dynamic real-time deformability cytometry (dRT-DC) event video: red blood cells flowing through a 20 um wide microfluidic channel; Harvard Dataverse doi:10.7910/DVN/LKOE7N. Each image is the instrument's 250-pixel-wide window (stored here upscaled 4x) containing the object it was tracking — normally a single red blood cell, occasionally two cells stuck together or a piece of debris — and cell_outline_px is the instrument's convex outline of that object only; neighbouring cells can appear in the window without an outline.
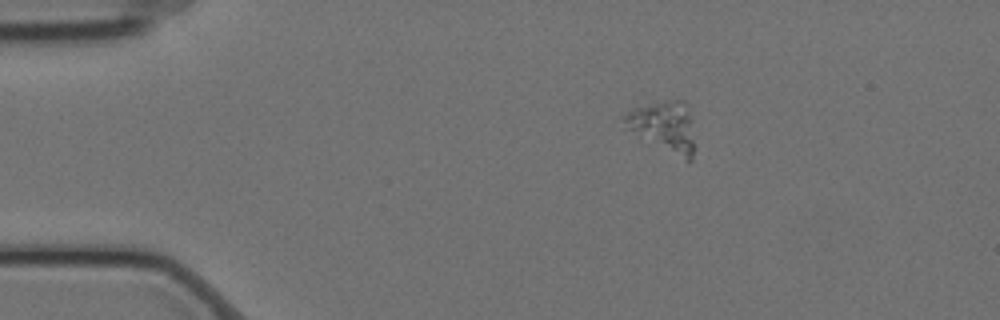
{"species": "Egyptian fruit bat (a non-hibernating species)", "species_latin": "Rousettus aegyptiacus", "temperature_condition": "cold", "stored_images_in_passage": 3, "camera_frame_rate_fps": 3000, "um_per_image_px": 0.085, "animal": {"sex": "female"}, "frame": {"image": 1, "passage_image": 1, "time_ms": 0.0, "image_size_px": [1000, 320], "cell_outline_px": [[692, 160], [688, 160], [624, 128], [620, 116], [632, 108], [652, 100], [684, 100], [688, 104], [692, 120]], "centroid_in_image_um": [56.35, 10.62], "position_along_channel_um": 28.6, "area_um2": 20.69}}